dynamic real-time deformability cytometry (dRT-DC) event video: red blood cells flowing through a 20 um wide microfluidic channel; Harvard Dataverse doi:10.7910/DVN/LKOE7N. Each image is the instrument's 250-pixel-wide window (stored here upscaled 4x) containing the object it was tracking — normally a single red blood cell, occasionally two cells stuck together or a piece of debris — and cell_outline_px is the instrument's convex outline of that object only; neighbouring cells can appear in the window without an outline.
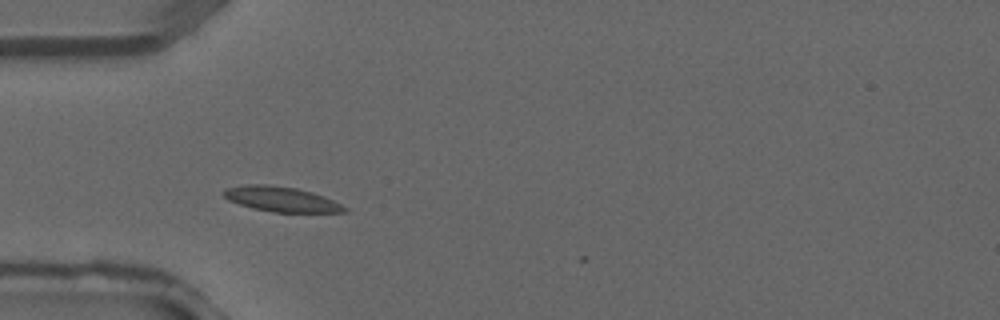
{"species": "common noctule bat (a hibernating species)", "species_latin": "Nyctalus noctula", "temperature_condition": "warm", "stored_images_in_passage": 2, "camera_frame_rate_fps": 3000, "um_per_image_px": 0.085, "animal": {"sex": "male", "forearm_length_mm": 52.5}, "frame": {"image": 1, "passage_image": 1, "time_ms": 0.0, "image_size_px": [1000, 320], "cell_outline_px": [[348, 212], [272, 212], [252, 208], [228, 200], [224, 196], [224, 188], [244, 184], [268, 184], [296, 188], [312, 192], [324, 196], [348, 208]], "centroid_in_image_um": [23.89, 16.92], "position_along_channel_um": 61.1, "area_um2": 17.63}}
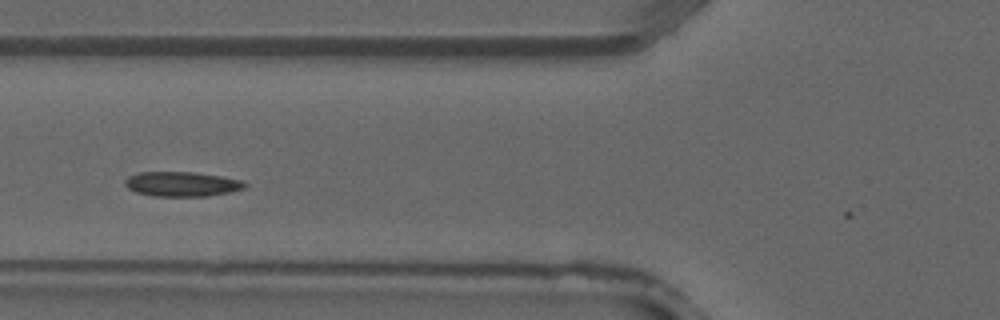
{"frame": {"image": 2, "passage_image": 2, "time_ms": 0.333, "image_size_px": [1000, 320], "cell_outline_px": [[248, 184], [244, 188], [228, 192], [208, 196], [152, 196], [136, 192], [128, 188], [124, 184], [124, 180], [128, 176], [136, 172], [196, 172], [220, 176], [240, 180]], "centroid_in_image_um": [15.41, 15.64], "position_along_channel_um": 110.4, "area_um2": 17.28}}